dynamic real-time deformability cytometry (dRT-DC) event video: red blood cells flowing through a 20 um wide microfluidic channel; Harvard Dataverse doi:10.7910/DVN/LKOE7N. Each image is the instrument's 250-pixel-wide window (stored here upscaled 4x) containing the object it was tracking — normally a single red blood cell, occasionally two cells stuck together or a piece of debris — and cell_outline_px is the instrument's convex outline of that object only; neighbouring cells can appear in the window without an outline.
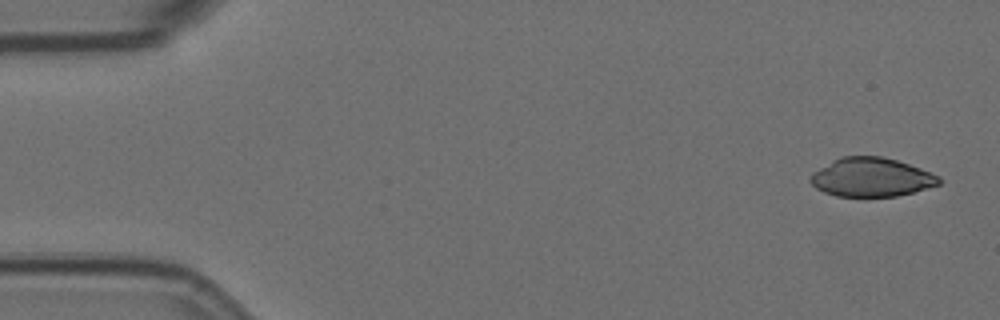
{"species": "Egyptian fruit bat (a non-hibernating species)", "species_latin": "Rousettus aegyptiacus", "temperature_condition": "room temperature", "stored_images_in_passage": 5, "camera_frame_rate_fps": 3000, "um_per_image_px": 0.085, "animal": {"sex": "female"}, "frame": {"image": 1, "passage_image": 1, "time_ms": 0.0, "image_size_px": [1000, 320], "cell_outline_px": [[940, 184], [912, 192], [896, 196], [836, 196], [824, 192], [816, 188], [808, 180], [812, 172], [832, 160], [844, 156], [880, 156], [896, 160], [920, 168], [940, 176]], "centroid_in_image_um": [74.03, 15.06], "position_along_channel_um": 11.0, "area_um2": 28.96}}
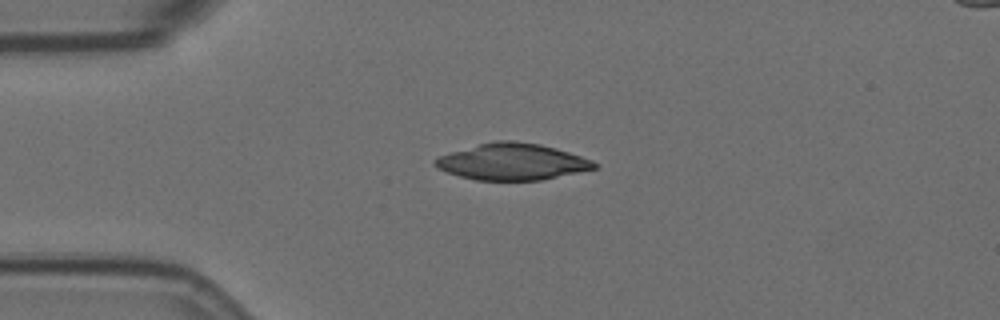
{"frame": {"image": 2, "passage_image": 4, "time_ms": 1.0, "image_size_px": [1000, 320], "cell_outline_px": [[600, 164], [596, 168], [540, 180], [476, 180], [460, 176], [436, 168], [432, 164], [432, 160], [440, 156], [452, 152], [480, 144], [496, 140], [512, 140], [540, 144], [556, 148], [592, 160]], "centroid_in_image_um": [43.53, 13.75], "position_along_channel_um": 41.5, "area_um2": 33.58}}